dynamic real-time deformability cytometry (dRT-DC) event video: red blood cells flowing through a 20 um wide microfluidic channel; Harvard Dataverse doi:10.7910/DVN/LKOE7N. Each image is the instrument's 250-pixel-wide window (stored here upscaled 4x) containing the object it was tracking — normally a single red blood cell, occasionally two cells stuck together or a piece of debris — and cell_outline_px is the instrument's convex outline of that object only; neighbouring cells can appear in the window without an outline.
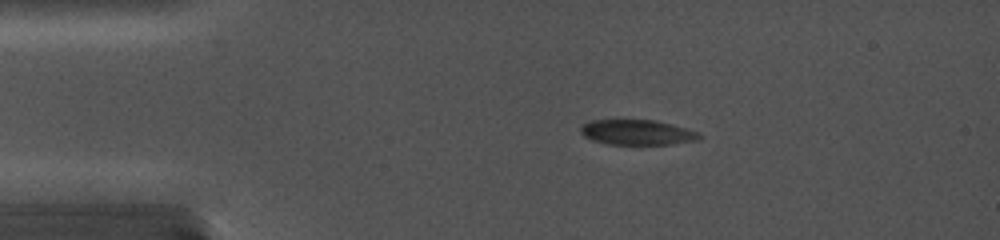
{"species": "common noctule bat (a hibernating species)", "species_latin": "Nyctalus noctula", "temperature_condition": "cold", "stored_images_in_passage": 67, "camera_frame_rate_fps": 5000, "um_per_image_px": 0.085, "animal": {"sex": "female", "body_mass_g": 19.0, "forearm_length_mm": 56.7}, "frame": {"image": 1, "passage_image": 1, "time_ms": 0.0, "image_size_px": [1000, 240], "cell_outline_px": [[704, 136], [700, 140], [668, 144], [608, 144], [592, 140], [584, 136], [580, 132], [580, 124], [592, 120], [656, 120], [672, 124], [696, 132]], "centroid_in_image_um": [54.13, 11.24], "position_along_channel_um": 30.9, "area_um2": 17.4}}
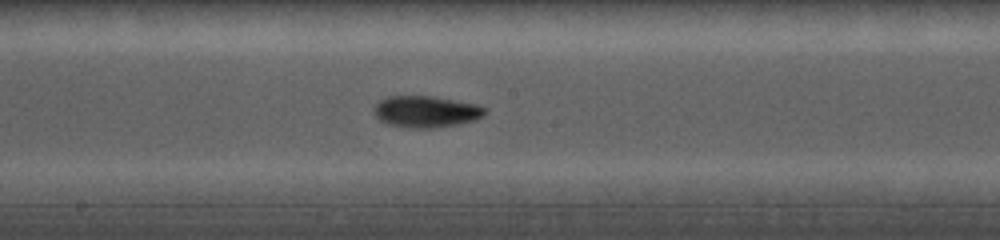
{"frame": {"image": 2, "passage_image": 31, "time_ms": 6.0, "image_size_px": [1000, 240], "cell_outline_px": [[488, 112], [484, 116], [472, 120], [456, 124], [432, 128], [408, 128], [388, 124], [380, 120], [376, 116], [376, 104], [380, 100], [388, 96], [428, 96], [476, 104], [484, 108]], "centroid_in_image_um": [36.21, 9.49], "position_along_channel_um": 212.0, "area_um2": 20.0}}
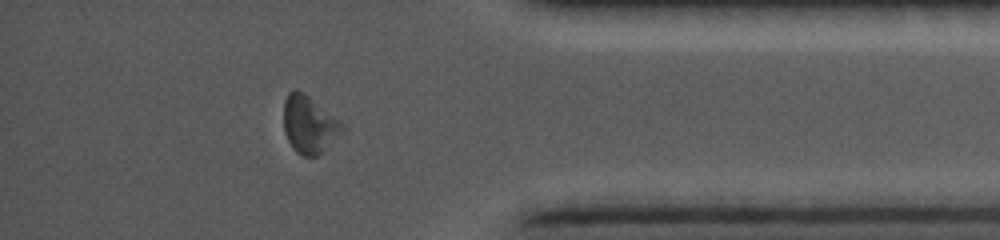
{"frame": {"image": 3, "passage_image": 58, "time_ms": 11.4, "image_size_px": [1000, 240], "cell_outline_px": [[344, 128], [316, 156], [304, 156], [296, 152], [292, 148], [284, 132], [284, 104], [288, 92], [300, 92], [340, 120], [344, 124]], "centroid_in_image_um": [26.24, 10.62], "position_along_channel_um": 409.0, "area_um2": 18.61}}